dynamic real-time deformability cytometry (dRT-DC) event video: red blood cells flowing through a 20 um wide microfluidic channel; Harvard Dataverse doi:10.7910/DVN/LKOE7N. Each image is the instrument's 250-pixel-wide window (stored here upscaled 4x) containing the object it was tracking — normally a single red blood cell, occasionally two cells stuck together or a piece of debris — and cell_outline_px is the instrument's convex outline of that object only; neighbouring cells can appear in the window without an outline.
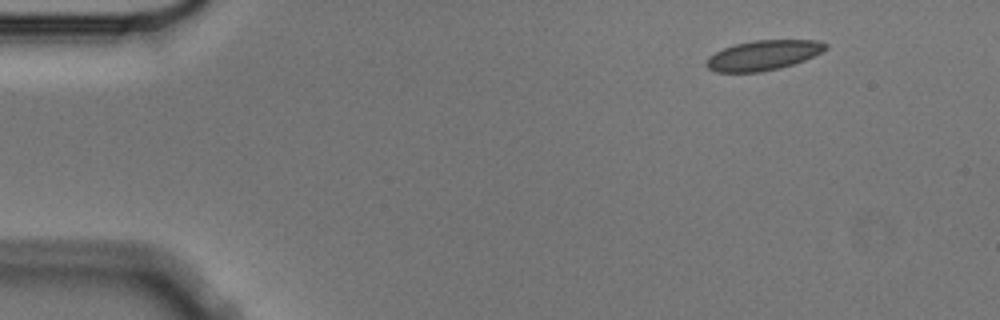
{"species": "Egyptian fruit bat (a non-hibernating species)", "species_latin": "Rousettus aegyptiacus", "temperature_condition": "cold", "stored_images_in_passage": 4, "camera_frame_rate_fps": 3000, "um_per_image_px": 0.085, "animal": {"sex": "male"}, "frame": {"image": 1, "passage_image": 1, "time_ms": 0.0, "image_size_px": [1000, 320], "cell_outline_px": [[828, 48], [804, 60], [780, 68], [760, 72], [716, 72], [708, 68], [704, 64], [708, 56], [724, 48], [736, 44], [752, 40], [816, 40], [828, 44]], "centroid_in_image_um": [64.85, 4.7], "position_along_channel_um": 20.2, "area_um2": 20.69}}
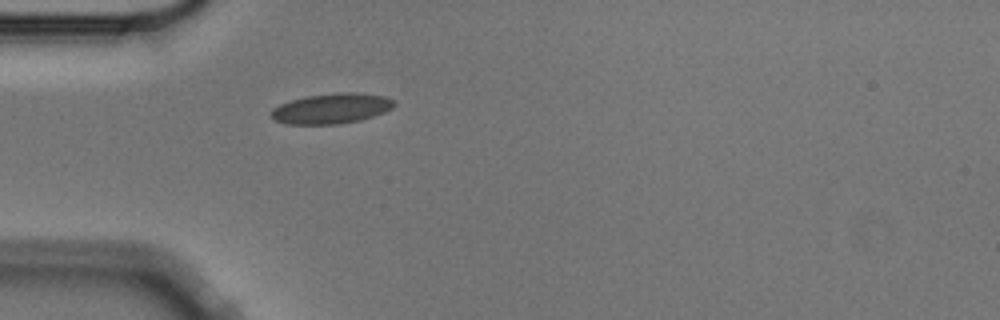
{"frame": {"image": 2, "passage_image": 4, "time_ms": 1.0, "image_size_px": [1000, 320], "cell_outline_px": [[396, 104], [392, 108], [384, 112], [360, 120], [340, 124], [288, 124], [276, 120], [272, 116], [272, 108], [280, 104], [304, 96], [344, 92], [356, 92], [384, 96], [396, 100]], "centroid_in_image_um": [28.21, 9.21], "position_along_channel_um": 56.8, "area_um2": 21.62}}